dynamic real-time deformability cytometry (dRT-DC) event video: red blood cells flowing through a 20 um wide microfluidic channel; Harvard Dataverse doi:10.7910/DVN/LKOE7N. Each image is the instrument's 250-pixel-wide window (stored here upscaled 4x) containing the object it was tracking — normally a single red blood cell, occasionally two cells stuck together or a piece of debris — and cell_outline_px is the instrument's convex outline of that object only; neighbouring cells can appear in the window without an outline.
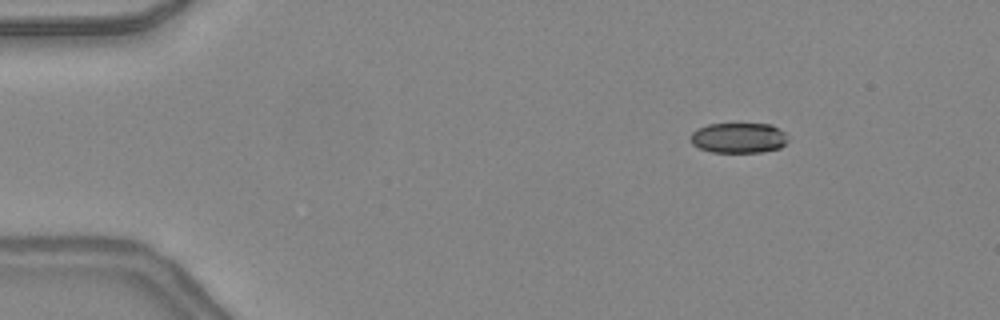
{"species": "common noctule bat (a hibernating species)", "species_latin": "Nyctalus noctula", "temperature_condition": "warm", "stored_images_in_passage": 42, "camera_frame_rate_fps": 3000, "um_per_image_px": 0.085, "animal": {"sex": "female", "body_mass_g": 24.6, "forearm_length_mm": 56.2}, "frame": {"image": 1, "passage_image": 1, "time_ms": 0.0, "image_size_px": [1000, 320], "cell_outline_px": [[788, 140], [780, 148], [764, 152], [712, 152], [700, 148], [692, 144], [692, 132], [708, 124], [772, 124], [784, 132]], "centroid_in_image_um": [62.81, 11.72], "position_along_channel_um": 22.2, "area_um2": 17.05}}
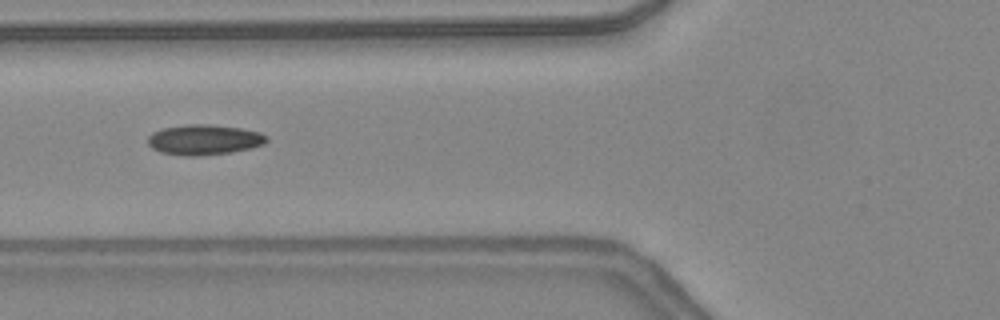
{"frame": {"image": 2, "passage_image": 13, "time_ms": 4.0, "image_size_px": [1000, 320], "cell_outline_px": [[268, 140], [264, 144], [252, 148], [232, 152], [196, 156], [184, 156], [160, 152], [152, 148], [148, 144], [148, 136], [152, 132], [164, 128], [188, 124], [208, 124], [240, 128], [260, 132], [268, 136]], "centroid_in_image_um": [17.36, 11.88], "position_along_channel_um": 108.4, "area_um2": 21.04}}
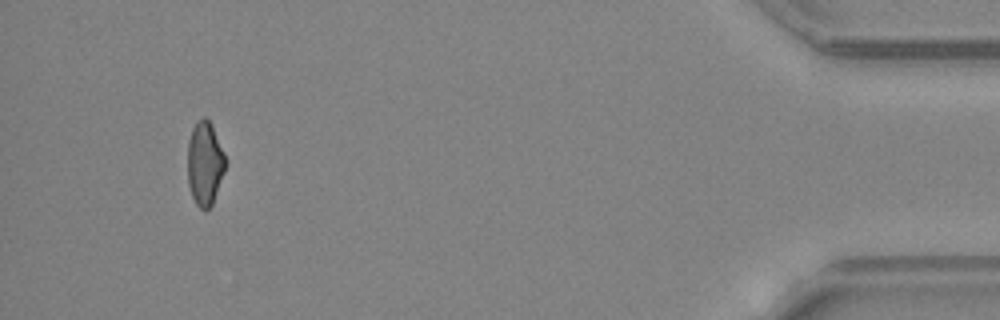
{"frame": {"image": 3, "passage_image": 39, "time_ms": 12.667, "image_size_px": [1000, 320], "cell_outline_px": [[224, 172], [212, 204], [204, 212], [196, 204], [192, 196], [188, 184], [188, 140], [192, 128], [204, 116], [212, 124], [224, 152]], "centroid_in_image_um": [17.39, 13.9], "position_along_channel_um": 417.8, "area_um2": 18.26}, "authors_computed_cell_mechanics": {"area_um2": 19.5653, "velocity_mm_per_s": 4.408, "shape_relaxation_time_tau1_ms": 9.6728, "shape_relaxation_time_tau2_ms": 2.7399, "deformation_change_tau1": 0.1946, "deformation_change_tau2": 0.085}}